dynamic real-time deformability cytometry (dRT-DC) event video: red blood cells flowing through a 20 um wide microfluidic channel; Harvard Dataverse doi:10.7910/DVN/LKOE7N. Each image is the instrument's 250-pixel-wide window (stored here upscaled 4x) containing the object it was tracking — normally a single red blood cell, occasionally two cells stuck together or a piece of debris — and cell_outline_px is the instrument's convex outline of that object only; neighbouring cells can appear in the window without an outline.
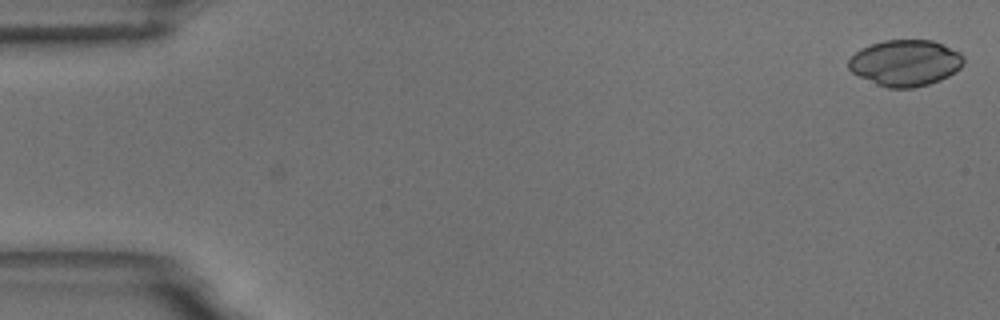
{"species": "common noctule bat (a hibernating species)", "species_latin": "Nyctalus noctula", "temperature_condition": "room temperature", "stored_images_in_passage": 3, "camera_frame_rate_fps": 3000, "um_per_image_px": 0.085, "animal": {"sex": "male", "body_mass_g": 18.8}, "frame": {"image": 1, "passage_image": 3, "time_ms": 0.667, "image_size_px": [1000, 320], "cell_outline_px": [[964, 64], [956, 72], [940, 80], [928, 84], [912, 88], [888, 88], [876, 84], [852, 72], [848, 68], [848, 60], [860, 48], [884, 40], [932, 40], [960, 52], [964, 56]], "centroid_in_image_um": [76.96, 5.35], "position_along_channel_um": 8.0, "area_um2": 30.98}}